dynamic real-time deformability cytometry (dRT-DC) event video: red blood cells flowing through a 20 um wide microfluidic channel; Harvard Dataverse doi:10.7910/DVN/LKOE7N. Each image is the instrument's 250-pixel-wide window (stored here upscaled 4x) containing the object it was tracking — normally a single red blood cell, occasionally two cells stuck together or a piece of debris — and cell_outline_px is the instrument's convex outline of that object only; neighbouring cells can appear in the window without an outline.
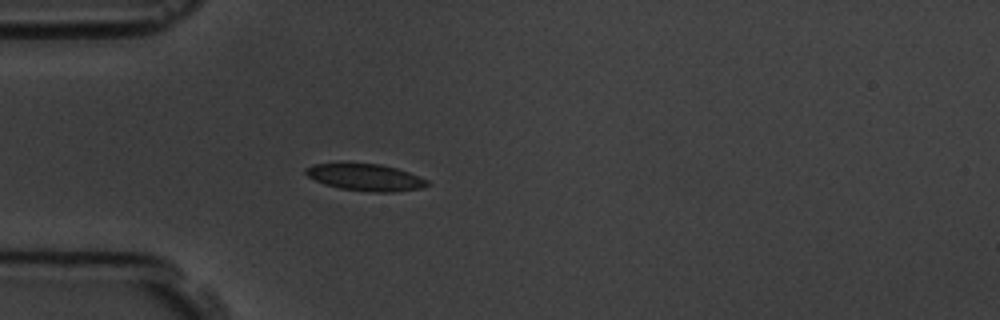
{"species": "common noctule bat (a hibernating species)", "species_latin": "Nyctalus noctula", "temperature_condition": "room temperature", "stored_images_in_passage": 4, "camera_frame_rate_fps": 3000, "um_per_image_px": 0.085, "animal": {"sex": "male", "body_mass_g": 19.5, "forearm_length_mm": 54.6}, "frame": {"image": 1, "passage_image": 4, "time_ms": 3.333, "image_size_px": [1000, 320], "cell_outline_px": [[432, 184], [424, 188], [392, 192], [372, 192], [340, 188], [324, 184], [308, 176], [304, 172], [304, 168], [312, 164], [344, 160], [380, 164], [396, 168], [408, 172], [428, 180]], "centroid_in_image_um": [31.01, 15.02], "position_along_channel_um": 54.0, "area_um2": 19.88}}